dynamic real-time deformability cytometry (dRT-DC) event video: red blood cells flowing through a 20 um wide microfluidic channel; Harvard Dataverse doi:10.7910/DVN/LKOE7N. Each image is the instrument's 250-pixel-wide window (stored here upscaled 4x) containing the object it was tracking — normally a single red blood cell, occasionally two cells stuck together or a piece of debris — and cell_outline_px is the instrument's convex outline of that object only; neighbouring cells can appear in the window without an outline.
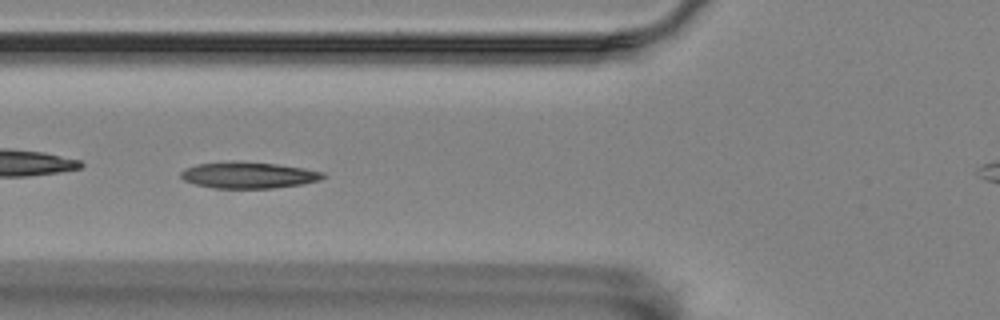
{"species": "Egyptian fruit bat (a non-hibernating species)", "species_latin": "Rousettus aegyptiacus", "temperature_condition": "room temperature", "stored_images_in_passage": 10, "segment_of_instrument_passage": [1, 2], "camera_frame_rate_fps": 3000, "um_per_image_px": 0.085, "animal": {"sex": "female"}, "frame": {"image": 1, "passage_image": 5, "time_ms": 1.333, "image_size_px": [1000, 320], "cell_outline_px": [[328, 176], [320, 180], [300, 184], [272, 188], [212, 188], [196, 184], [184, 180], [180, 176], [180, 172], [184, 168], [196, 164], [276, 164], [304, 168], [324, 172]], "centroid_in_image_um": [21.16, 14.93], "position_along_channel_um": 104.6, "area_um2": 20.87}}
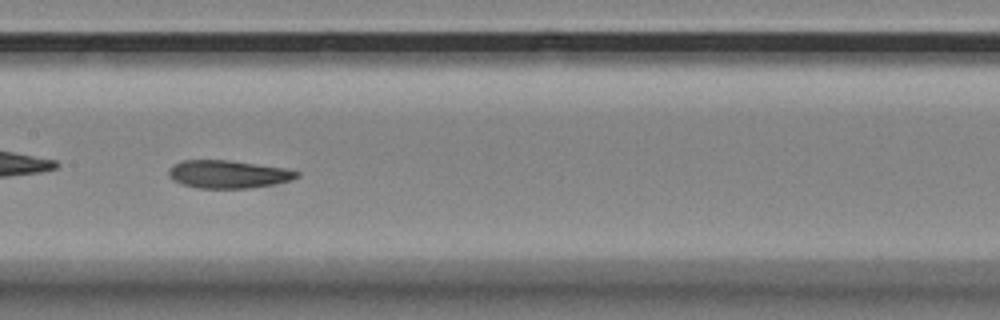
{"frame": {"image": 2, "passage_image": 7, "time_ms": 2.0, "image_size_px": [1000, 320], "cell_outline_px": [[300, 176], [292, 180], [272, 184], [248, 188], [200, 188], [180, 184], [172, 180], [168, 176], [168, 168], [172, 164], [180, 160], [228, 160], [284, 168], [300, 172]], "centroid_in_image_um": [19.33, 14.8], "position_along_channel_um": 188.1, "area_um2": 20.92}}
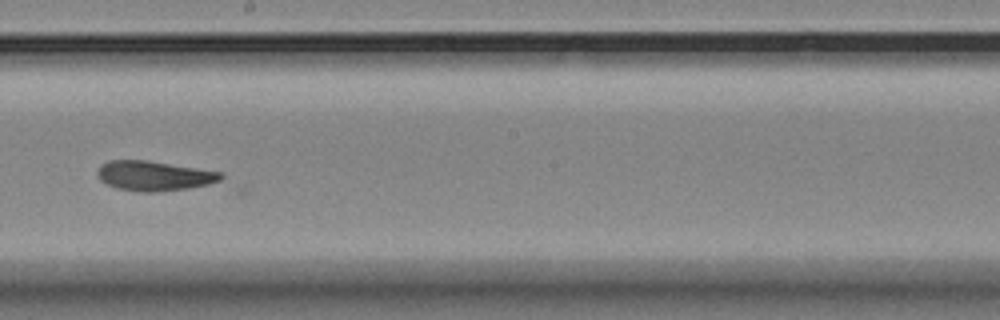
{"frame": {"image": 3, "passage_image": 8, "time_ms": 2.333, "image_size_px": [1000, 320], "cell_outline_px": [[224, 176], [220, 180], [208, 184], [188, 188], [156, 192], [140, 192], [116, 188], [100, 180], [96, 172], [100, 164], [108, 160], [148, 160], [224, 172]], "centroid_in_image_um": [13.09, 14.93], "position_along_channel_um": 235.1, "area_um2": 21.62}}